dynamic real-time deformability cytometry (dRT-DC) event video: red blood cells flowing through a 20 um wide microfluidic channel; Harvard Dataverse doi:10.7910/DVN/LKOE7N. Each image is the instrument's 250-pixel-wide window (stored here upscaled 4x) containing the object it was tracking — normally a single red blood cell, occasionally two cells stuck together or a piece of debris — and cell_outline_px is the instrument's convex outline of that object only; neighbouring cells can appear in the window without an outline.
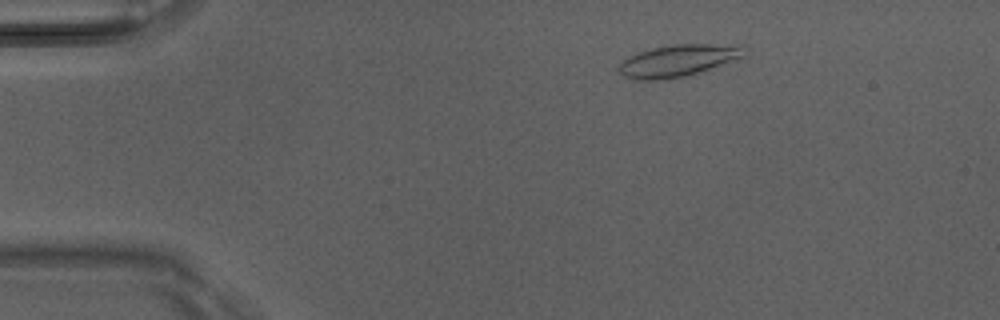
{"species": "Egyptian fruit bat (a non-hibernating species)", "species_latin": "Rousettus aegyptiacus", "temperature_condition": "room temperature", "stored_images_in_passage": 43, "camera_frame_rate_fps": 3000, "um_per_image_px": 0.085, "animal": {"sex": "male"}, "frame": {"image": 1, "passage_image": 1, "time_ms": 0.0, "image_size_px": [1000, 320], "cell_outline_px": [[748, 48], [744, 56], [684, 76], [668, 80], [632, 80], [624, 76], [620, 72], [620, 64], [628, 56], [652, 48], [676, 44], [708, 44]], "centroid_in_image_um": [57.55, 5.17], "position_along_channel_um": 27.5, "area_um2": 22.66}}
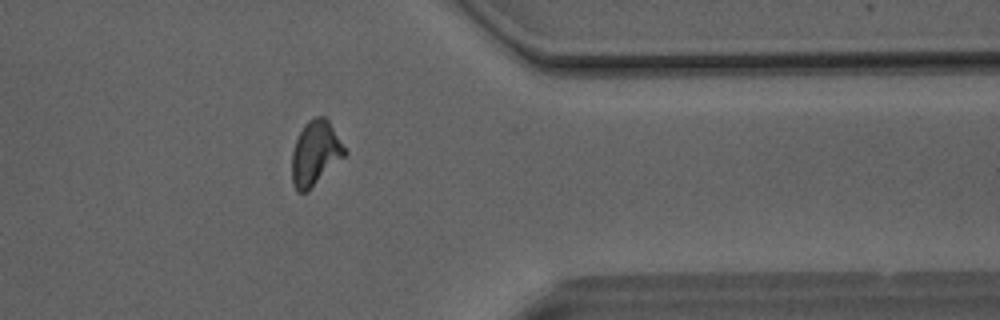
{"frame": {"image": 2, "passage_image": 33, "time_ms": 10.667, "image_size_px": [1000, 320], "cell_outline_px": [[348, 152], [308, 192], [296, 192], [292, 184], [292, 152], [296, 140], [304, 124], [312, 116], [324, 116], [328, 120]], "centroid_in_image_um": [26.79, 13.03], "position_along_channel_um": 384.6, "area_um2": 19.88}}
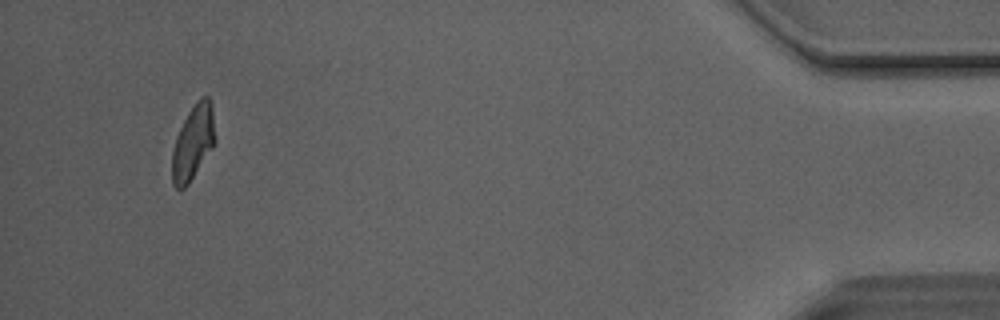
{"frame": {"image": 3, "passage_image": 40, "time_ms": 13.0, "image_size_px": [1000, 320], "cell_outline_px": [[216, 140], [212, 148], [188, 184], [184, 188], [176, 188], [172, 184], [172, 152], [176, 136], [188, 112], [196, 100], [200, 96], [208, 96], [212, 104]], "centroid_in_image_um": [16.42, 12.07], "position_along_channel_um": 418.8, "area_um2": 18.73}, "authors_computed_cell_mechanics": {"area_um2": 19.5364, "velocity_mm_per_s": 4.1117, "shape_relaxation_time_tau1_ms": 7.5951, "shape_relaxation_time_tau2_ms": 2.5851, "deformation_change_tau1": 0.2143, "deformation_change_tau2": 0.1031}}